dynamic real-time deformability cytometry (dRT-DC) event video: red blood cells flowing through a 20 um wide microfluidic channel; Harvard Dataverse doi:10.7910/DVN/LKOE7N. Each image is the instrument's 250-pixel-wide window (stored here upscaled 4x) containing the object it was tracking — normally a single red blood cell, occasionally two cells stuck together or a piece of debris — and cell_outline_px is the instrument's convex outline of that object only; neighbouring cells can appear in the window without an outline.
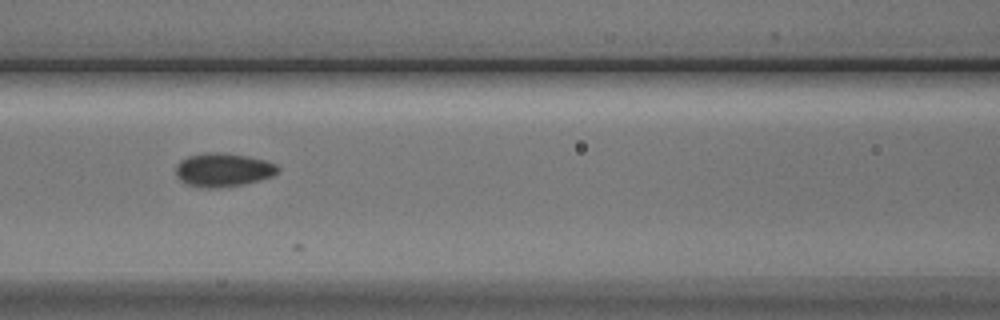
{"species": "Egyptian fruit bat (a non-hibernating species)", "species_latin": "Rousettus aegyptiacus", "temperature_condition": "cold", "stored_images_in_passage": 6, "camera_frame_rate_fps": 3000, "um_per_image_px": 0.085, "animal": {"sex": "male"}, "frame": {"image": 1, "passage_image": 5, "time_ms": 4.667, "image_size_px": [1000, 320], "cell_outline_px": [[280, 172], [272, 176], [260, 180], [244, 184], [216, 188], [200, 188], [188, 184], [180, 180], [176, 176], [176, 164], [180, 160], [188, 156], [204, 152], [224, 152], [248, 156], [264, 160], [276, 164], [280, 168]], "centroid_in_image_um": [18.96, 14.43], "position_along_channel_um": 147.6, "area_um2": 20.29}}